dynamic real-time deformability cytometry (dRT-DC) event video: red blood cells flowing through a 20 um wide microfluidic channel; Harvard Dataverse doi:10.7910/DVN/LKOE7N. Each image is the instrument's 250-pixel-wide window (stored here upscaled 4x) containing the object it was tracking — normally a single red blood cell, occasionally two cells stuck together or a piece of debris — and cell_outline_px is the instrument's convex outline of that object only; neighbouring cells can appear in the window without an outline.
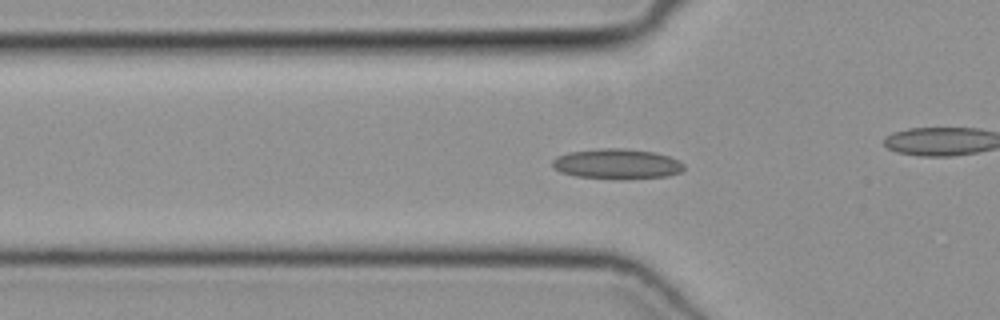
{"species": "common noctule bat (a hibernating species)", "species_latin": "Nyctalus noctula", "temperature_condition": "cold", "stored_images_in_passage": 51, "camera_frame_rate_fps": 3000, "um_per_image_px": 0.085, "animal": {"sex": "female", "body_mass_g": 19.3, "forearm_length_mm": 54.1}, "frame": {"image": 1, "passage_image": 17, "time_ms": 5.333, "image_size_px": [1000, 320], "cell_outline_px": [[684, 168], [680, 172], [668, 176], [628, 180], [616, 180], [576, 176], [560, 172], [552, 168], [552, 160], [556, 156], [568, 152], [604, 148], [620, 148], [652, 152], [668, 156], [680, 160], [684, 164]], "centroid_in_image_um": [52.43, 13.96], "position_along_channel_um": 73.4, "area_um2": 23.52}}
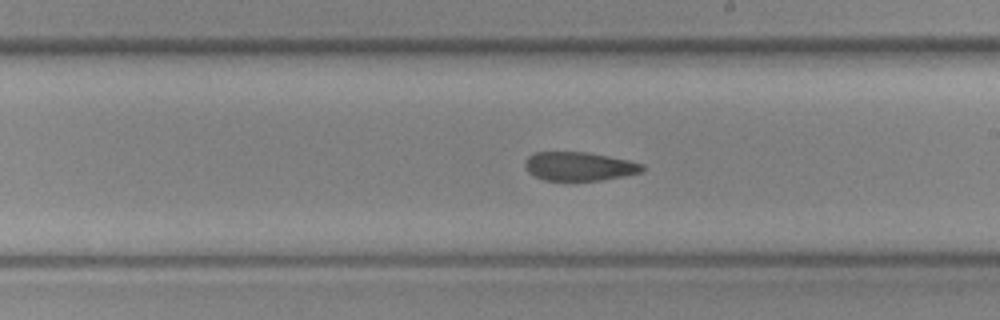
{"frame": {"image": 2, "passage_image": 29, "time_ms": 9.333, "image_size_px": [1000, 320], "cell_outline_px": [[644, 172], [624, 176], [600, 180], [544, 180], [528, 172], [524, 168], [524, 160], [528, 156], [536, 152], [584, 152], [608, 156], [628, 160], [644, 164]], "centroid_in_image_um": [49.23, 14.14], "position_along_channel_um": 239.8, "area_um2": 19.65}}
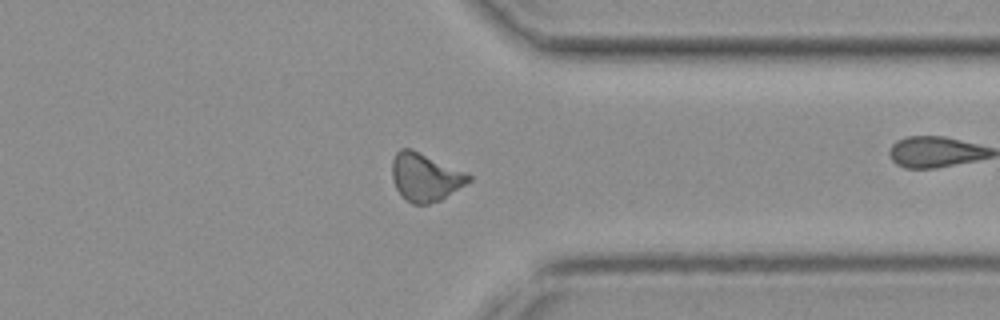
{"frame": {"image": 3, "passage_image": 39, "time_ms": 12.667, "image_size_px": [1000, 320], "cell_outline_px": [[472, 180], [440, 200], [428, 204], [412, 204], [404, 200], [396, 188], [392, 180], [392, 160], [396, 152], [400, 148], [408, 148], [464, 172], [472, 176]], "centroid_in_image_um": [36.09, 15.09], "position_along_channel_um": 375.3, "area_um2": 21.04}}